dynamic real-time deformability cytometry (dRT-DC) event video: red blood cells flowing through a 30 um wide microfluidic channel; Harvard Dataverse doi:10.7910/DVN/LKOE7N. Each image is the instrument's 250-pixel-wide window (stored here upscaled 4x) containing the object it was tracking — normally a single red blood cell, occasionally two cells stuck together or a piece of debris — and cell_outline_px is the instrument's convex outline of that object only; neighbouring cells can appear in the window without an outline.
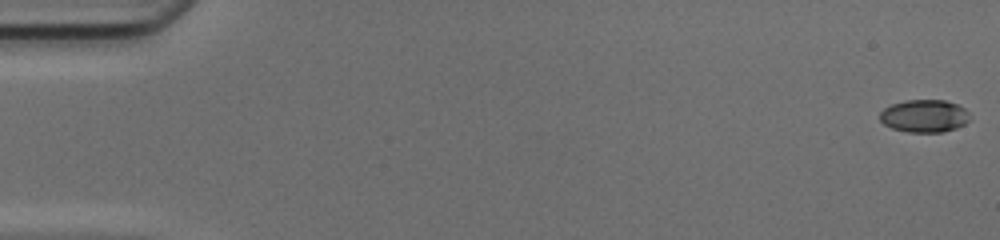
{"species": "common noctule bat (a hibernating species)", "species_latin": "Nyctalus noctula", "temperature_condition": "cold", "stored_images_in_passage": 50, "camera_frame_rate_fps": 3000, "um_per_image_px": 0.085, "animal": {"sex": "female", "body_mass_g": 17.0, "forearm_length_mm": 48.0}, "frame": {"image": 1, "passage_image": 1, "time_ms": 0.0, "image_size_px": [1000, 240], "cell_outline_px": [[968, 120], [964, 124], [956, 128], [944, 132], [908, 132], [892, 128], [884, 124], [880, 120], [880, 112], [884, 108], [892, 104], [904, 100], [944, 100], [956, 104], [964, 108], [968, 112]], "centroid_in_image_um": [78.55, 9.86], "position_along_channel_um": 6.5, "area_um2": 17.05}}
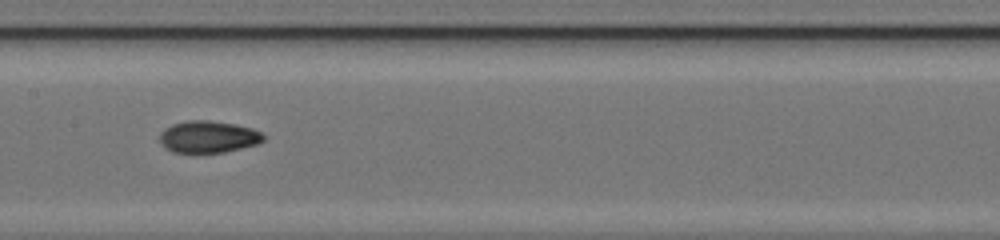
{"frame": {"image": 2, "passage_image": 26, "time_ms": 8.333, "image_size_px": [1000, 240], "cell_outline_px": [[264, 140], [256, 144], [224, 152], [172, 152], [164, 148], [160, 144], [160, 132], [164, 128], [172, 124], [188, 120], [208, 120], [232, 124], [252, 128], [260, 132], [264, 136]], "centroid_in_image_um": [17.65, 11.62], "position_along_channel_um": 189.8, "area_um2": 19.19}}
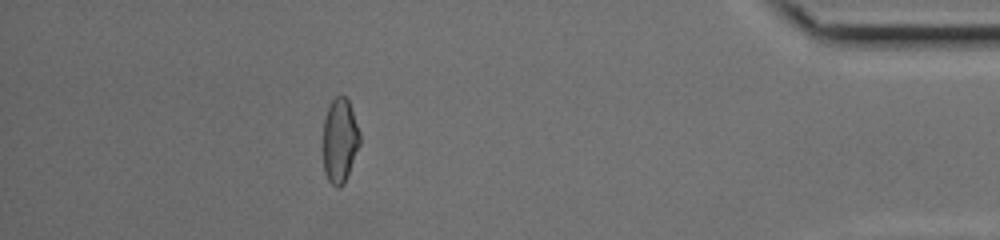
{"frame": {"image": 3, "passage_image": 45, "time_ms": 14.667, "image_size_px": [1000, 240], "cell_outline_px": [[360, 144], [344, 184], [340, 188], [336, 188], [328, 180], [324, 172], [324, 116], [332, 100], [336, 96], [344, 96], [348, 100], [360, 132]], "centroid_in_image_um": [28.89, 11.97], "position_along_channel_um": 406.3, "area_um2": 17.98}, "authors_computed_cell_mechanics": {"area_um2": 18.496, "velocity_mm_per_s": 4.2029, "shape_relaxation_time_tau1_ms": 5.075, "shape_relaxation_time_tau2_ms": 2.3278, "deformation_change_tau1": 0.1696, "deformation_change_tau2": 0.0525}}